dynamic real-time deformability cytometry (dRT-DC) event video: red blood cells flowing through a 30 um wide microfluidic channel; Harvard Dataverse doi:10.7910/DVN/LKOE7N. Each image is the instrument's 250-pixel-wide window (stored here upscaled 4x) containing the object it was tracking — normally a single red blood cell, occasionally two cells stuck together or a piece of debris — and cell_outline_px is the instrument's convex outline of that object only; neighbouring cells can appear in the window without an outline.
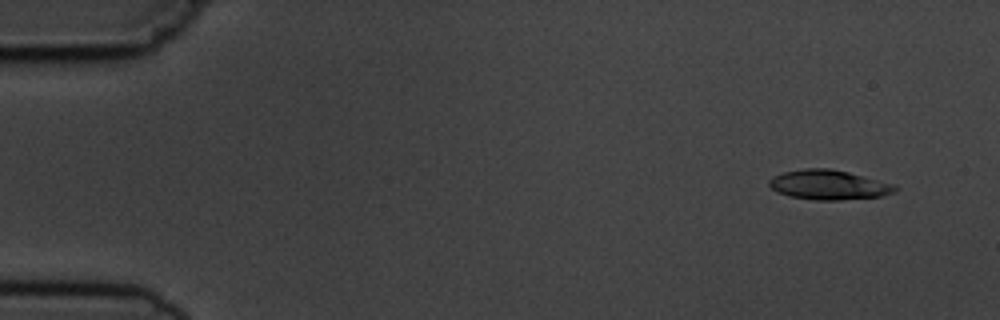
{"species": "common noctule bat (a hibernating species)", "species_latin": "Nyctalus noctula", "temperature_condition": "cold", "stored_images_in_passage": 4, "camera_frame_rate_fps": 3000, "um_per_image_px": 0.085, "animal": {"sex": "male", "body_mass_g": 19.5, "forearm_length_mm": 54.6}, "frame": {"image": 1, "passage_image": 1, "time_ms": 0.0, "image_size_px": [1000, 320], "cell_outline_px": [[896, 192], [884, 196], [840, 200], [816, 200], [788, 196], [776, 192], [768, 184], [768, 180], [772, 176], [784, 172], [804, 168], [828, 168], [848, 172], [896, 184]], "centroid_in_image_um": [70.44, 15.71], "position_along_channel_um": 14.6, "area_um2": 21.96}}